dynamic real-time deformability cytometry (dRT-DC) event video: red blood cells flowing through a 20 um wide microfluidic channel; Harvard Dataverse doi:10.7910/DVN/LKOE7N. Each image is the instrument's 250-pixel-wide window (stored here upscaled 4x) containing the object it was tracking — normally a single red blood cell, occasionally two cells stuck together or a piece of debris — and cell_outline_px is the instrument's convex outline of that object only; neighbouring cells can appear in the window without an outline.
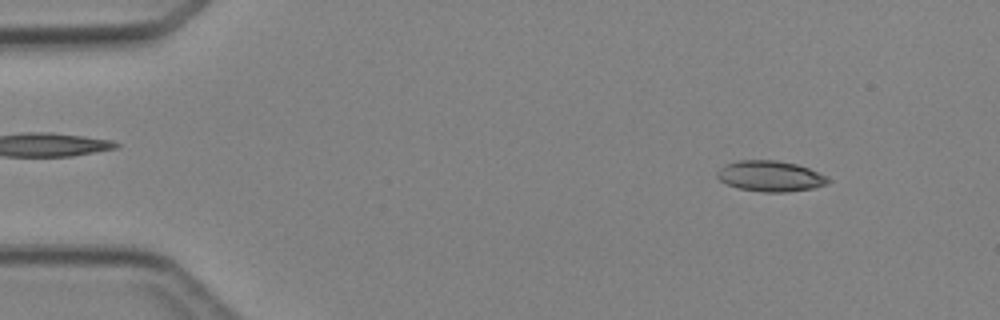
{"species": "Egyptian fruit bat (a non-hibernating species)", "species_latin": "Rousettus aegyptiacus", "temperature_condition": "cold", "stored_images_in_passage": 4, "camera_frame_rate_fps": 3000, "um_per_image_px": 0.085, "animal": {"sex": "female"}, "frame": {"image": 1, "passage_image": 1, "time_ms": 0.0, "image_size_px": [1000, 320], "cell_outline_px": [[832, 180], [816, 188], [784, 192], [764, 192], [740, 188], [728, 184], [720, 180], [716, 176], [716, 172], [724, 164], [736, 160], [776, 160], [796, 164], [808, 168], [828, 176]], "centroid_in_image_um": [65.48, 14.96], "position_along_channel_um": 19.5, "area_um2": 19.88}}
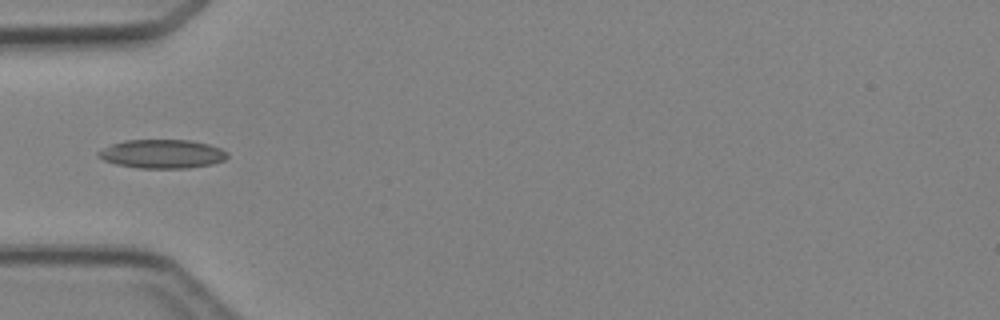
{"frame": {"image": 2, "passage_image": 3, "time_ms": 3.333, "image_size_px": [1000, 320], "cell_outline_px": [[228, 156], [224, 160], [212, 164], [188, 168], [140, 168], [116, 164], [104, 160], [96, 156], [96, 152], [112, 144], [124, 140], [192, 140], [208, 144], [220, 148], [228, 152]], "centroid_in_image_um": [13.79, 13.08], "position_along_channel_um": 71.2, "area_um2": 21.68}}
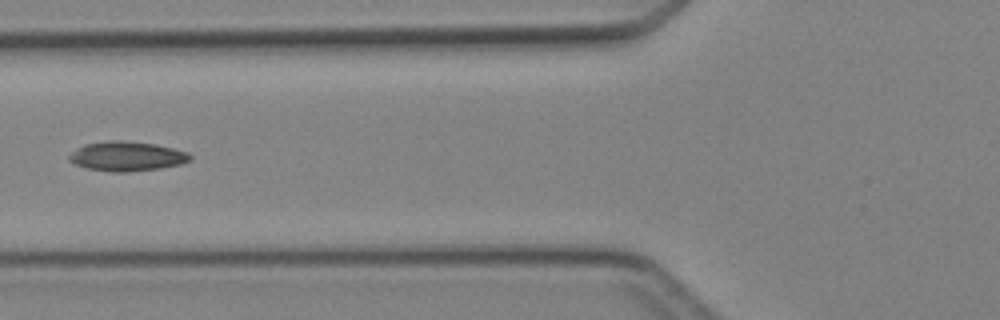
{"frame": {"image": 3, "passage_image": 4, "time_ms": 4.333, "image_size_px": [1000, 320], "cell_outline_px": [[192, 156], [188, 160], [180, 164], [160, 168], [124, 172], [112, 172], [88, 168], [76, 164], [68, 156], [76, 148], [84, 144], [108, 140], [120, 140], [156, 144], [188, 152]], "centroid_in_image_um": [10.78, 13.27], "position_along_channel_um": 115.0, "area_um2": 20.58}}